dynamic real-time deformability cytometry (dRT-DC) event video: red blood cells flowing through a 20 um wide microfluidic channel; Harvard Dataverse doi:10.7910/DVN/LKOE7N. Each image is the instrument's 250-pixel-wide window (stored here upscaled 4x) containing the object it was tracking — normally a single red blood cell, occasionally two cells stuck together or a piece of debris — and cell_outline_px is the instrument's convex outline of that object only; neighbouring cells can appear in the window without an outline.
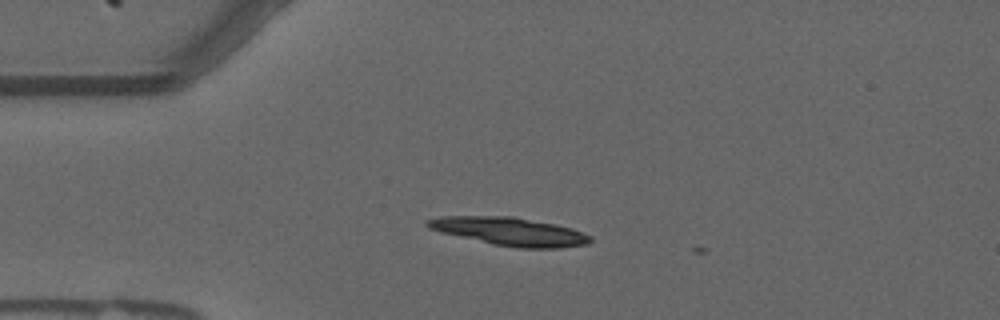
{"species": "common noctule bat (a hibernating species)", "species_latin": "Nyctalus noctula", "temperature_condition": "warm", "stored_images_in_passage": 8, "camera_frame_rate_fps": 3000, "um_per_image_px": 0.085, "animal": {"sex": "male", "forearm_length_mm": 52.5}, "frame": {"image": 1, "passage_image": 3, "time_ms": 0.667, "image_size_px": [1000, 320], "cell_outline_px": [[592, 240], [588, 244], [560, 248], [520, 248], [492, 244], [440, 232], [428, 228], [424, 224], [424, 220], [440, 216], [512, 216], [556, 224], [572, 228], [592, 236]], "centroid_in_image_um": [43.31, 19.67], "position_along_channel_um": 41.7, "area_um2": 26.93}}